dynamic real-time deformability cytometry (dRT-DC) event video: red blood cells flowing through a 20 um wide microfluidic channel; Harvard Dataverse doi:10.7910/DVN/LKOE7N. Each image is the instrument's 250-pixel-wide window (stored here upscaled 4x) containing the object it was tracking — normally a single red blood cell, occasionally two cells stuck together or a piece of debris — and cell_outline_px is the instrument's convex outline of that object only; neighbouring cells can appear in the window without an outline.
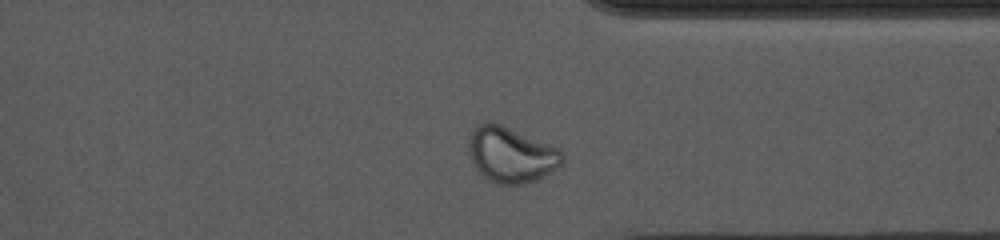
{"species": "common noctule bat (a hibernating species)", "species_latin": "Nyctalus noctula", "temperature_condition": "cold", "stored_images_in_passage": 41, "camera_frame_rate_fps": 3000, "um_per_image_px": 0.085, "animal": {"sex": "female", "body_mass_g": 10.0, "forearm_length_mm": 53.1}, "frame": {"image": 1, "passage_image": 35, "time_ms": 11.333, "image_size_px": [1000, 240], "cell_outline_px": [[564, 160], [552, 172], [536, 180], [520, 184], [500, 184], [484, 176], [476, 168], [472, 160], [468, 148], [468, 136], [472, 128], [476, 124], [500, 124], [548, 144], [556, 148], [564, 156]], "centroid_in_image_um": [43.42, 13.15], "position_along_channel_um": 368.0, "area_um2": 29.65}}